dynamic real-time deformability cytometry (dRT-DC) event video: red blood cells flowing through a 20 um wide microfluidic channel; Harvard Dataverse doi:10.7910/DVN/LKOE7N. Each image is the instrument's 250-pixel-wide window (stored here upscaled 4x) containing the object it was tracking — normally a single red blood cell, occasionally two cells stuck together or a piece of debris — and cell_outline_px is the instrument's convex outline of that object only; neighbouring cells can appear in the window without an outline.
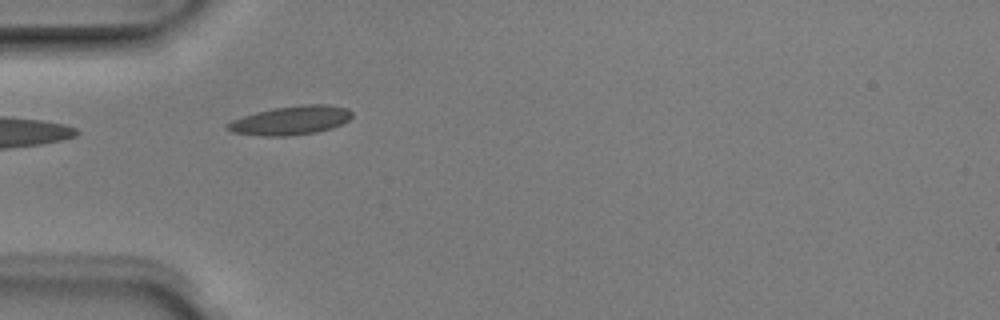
{"species": "Egyptian fruit bat (a non-hibernating species)", "species_latin": "Rousettus aegyptiacus", "temperature_condition": "room temperature", "stored_images_in_passage": 6, "camera_frame_rate_fps": 3000, "um_per_image_px": 0.085, "animal": {"sex": "male"}, "frame": {"image": 1, "passage_image": 5, "time_ms": 1.333, "image_size_px": [1000, 320], "cell_outline_px": [[352, 116], [348, 120], [332, 128], [316, 132], [288, 136], [264, 136], [232, 132], [224, 128], [224, 124], [232, 120], [256, 112], [272, 108], [304, 104], [328, 104], [348, 108], [352, 112]], "centroid_in_image_um": [24.7, 10.23], "position_along_channel_um": 60.3, "area_um2": 21.04}}
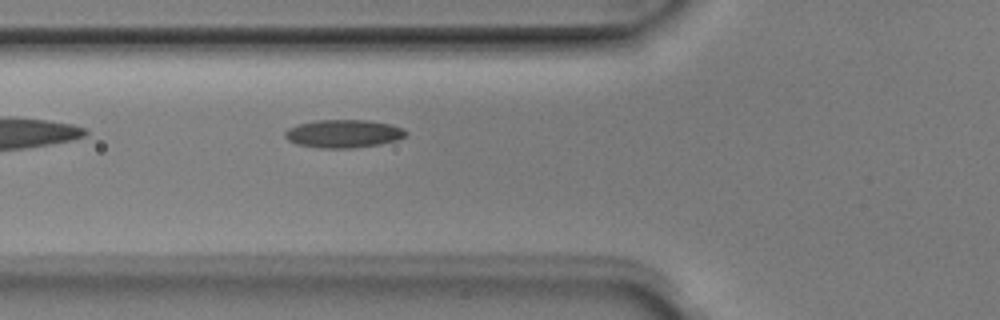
{"frame": {"image": 2, "passage_image": 6, "time_ms": 1.667, "image_size_px": [1000, 320], "cell_outline_px": [[408, 132], [404, 136], [396, 140], [380, 144], [356, 148], [320, 148], [296, 144], [288, 140], [284, 136], [284, 132], [288, 128], [300, 124], [316, 120], [368, 120], [392, 124], [404, 128]], "centroid_in_image_um": [29.21, 11.36], "position_along_channel_um": 96.6, "area_um2": 19.88}}